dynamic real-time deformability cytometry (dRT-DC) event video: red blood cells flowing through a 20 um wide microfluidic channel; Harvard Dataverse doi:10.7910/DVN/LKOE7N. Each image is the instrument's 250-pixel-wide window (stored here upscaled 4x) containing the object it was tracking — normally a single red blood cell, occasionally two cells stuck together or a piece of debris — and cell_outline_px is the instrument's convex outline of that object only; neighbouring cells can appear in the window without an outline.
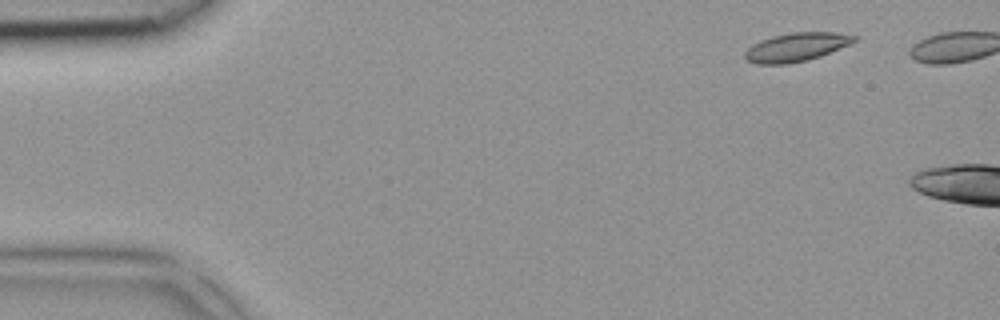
{"species": "common noctule bat (a hibernating species)", "species_latin": "Nyctalus noctula", "temperature_condition": "room temperature", "stored_images_in_passage": 2, "segment_of_instrument_passage": [2, 2], "camera_frame_rate_fps": 3000, "um_per_image_px": 0.085, "animal": {"sex": "female", "body_mass_g": 18.4}, "frame": {"image": 1, "passage_image": 2, "time_ms": 0.333, "image_size_px": [1000, 320], "cell_outline_px": [[856, 40], [848, 44], [820, 56], [808, 60], [788, 64], [756, 64], [744, 60], [744, 52], [752, 44], [760, 40], [772, 36], [792, 32], [836, 32], [856, 36]], "centroid_in_image_um": [67.61, 4.01], "position_along_channel_um": 17.4, "area_um2": 18.21}}